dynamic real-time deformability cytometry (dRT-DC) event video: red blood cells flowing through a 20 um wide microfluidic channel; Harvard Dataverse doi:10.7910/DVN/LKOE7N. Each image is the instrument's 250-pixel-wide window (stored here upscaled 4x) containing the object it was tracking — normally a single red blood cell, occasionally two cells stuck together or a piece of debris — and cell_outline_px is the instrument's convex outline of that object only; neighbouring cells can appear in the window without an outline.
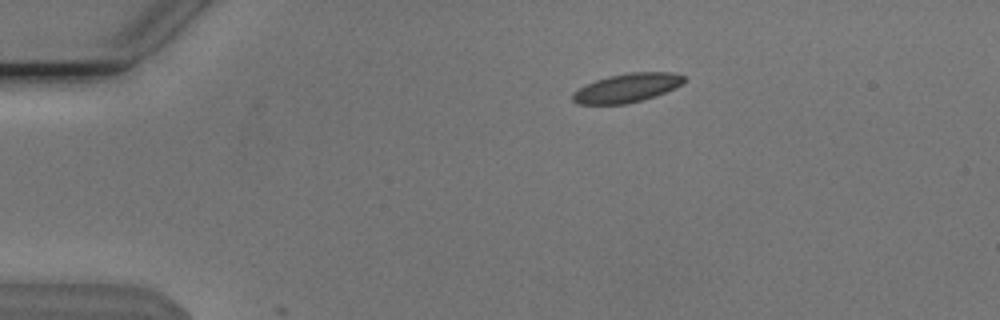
{"species": "Egyptian fruit bat (a non-hibernating species)", "species_latin": "Rousettus aegyptiacus", "temperature_condition": "cold", "stored_images_in_passage": 2, "camera_frame_rate_fps": 3000, "um_per_image_px": 0.085, "animal": {"sex": "male"}, "frame": {"image": 1, "passage_image": 1, "time_ms": 0.0, "image_size_px": [1000, 320], "cell_outline_px": [[684, 80], [680, 84], [664, 92], [640, 100], [624, 104], [580, 104], [572, 100], [572, 92], [584, 84], [608, 76], [628, 72], [672, 72], [684, 76]], "centroid_in_image_um": [53.21, 7.46], "position_along_channel_um": 31.8, "area_um2": 18.44}}